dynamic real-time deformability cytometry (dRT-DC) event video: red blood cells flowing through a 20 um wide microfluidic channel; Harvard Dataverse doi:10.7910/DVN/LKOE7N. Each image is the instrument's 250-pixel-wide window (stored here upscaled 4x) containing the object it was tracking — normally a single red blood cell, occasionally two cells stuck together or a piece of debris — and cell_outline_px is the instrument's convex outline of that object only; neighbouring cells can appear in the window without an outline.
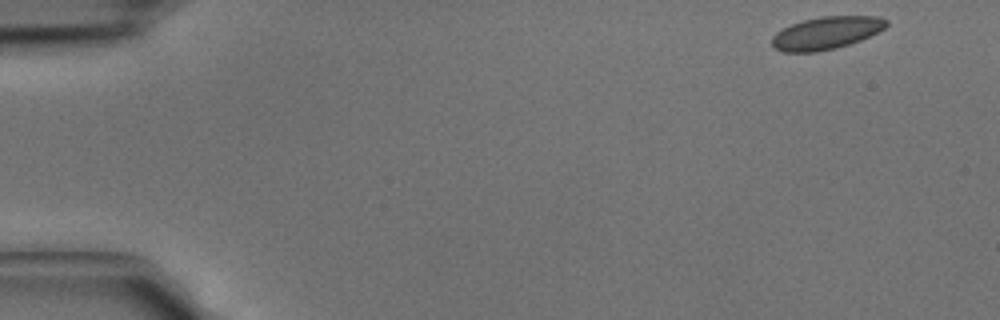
{"species": "common noctule bat (a hibernating species)", "species_latin": "Nyctalus noctula", "temperature_condition": "cold", "stored_images_in_passage": 12, "camera_frame_rate_fps": 3000, "um_per_image_px": 0.085, "animal": {"sex": "male", "body_mass_g": 15.6}, "frame": {"image": 1, "passage_image": 1, "time_ms": 0.0, "image_size_px": [1000, 320], "cell_outline_px": [[888, 24], [884, 28], [860, 40], [836, 48], [816, 52], [784, 52], [772, 48], [772, 36], [776, 32], [792, 24], [804, 20], [820, 16], [880, 16], [888, 20]], "centroid_in_image_um": [70.21, 2.8], "position_along_channel_um": 14.8, "area_um2": 21.68}}
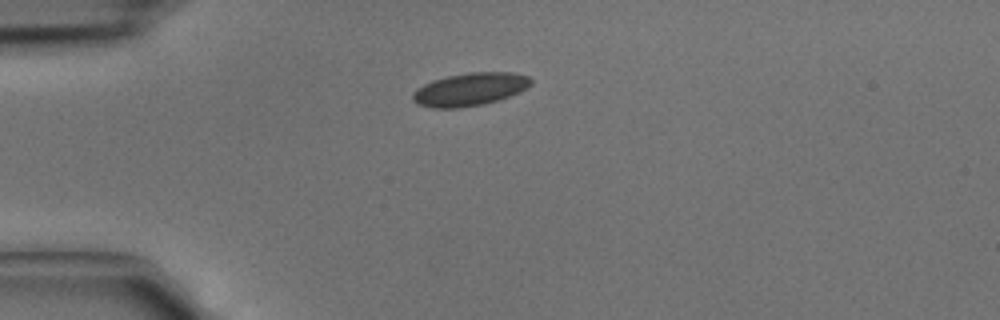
{"frame": {"image": 2, "passage_image": 9, "time_ms": 2.667, "image_size_px": [1000, 320], "cell_outline_px": [[532, 84], [528, 88], [520, 92], [484, 104], [460, 108], [432, 108], [416, 104], [412, 100], [412, 92], [416, 88], [432, 80], [448, 76], [468, 72], [512, 72], [528, 76], [532, 80]], "centroid_in_image_um": [39.92, 7.59], "position_along_channel_um": 45.1, "area_um2": 22.89}}